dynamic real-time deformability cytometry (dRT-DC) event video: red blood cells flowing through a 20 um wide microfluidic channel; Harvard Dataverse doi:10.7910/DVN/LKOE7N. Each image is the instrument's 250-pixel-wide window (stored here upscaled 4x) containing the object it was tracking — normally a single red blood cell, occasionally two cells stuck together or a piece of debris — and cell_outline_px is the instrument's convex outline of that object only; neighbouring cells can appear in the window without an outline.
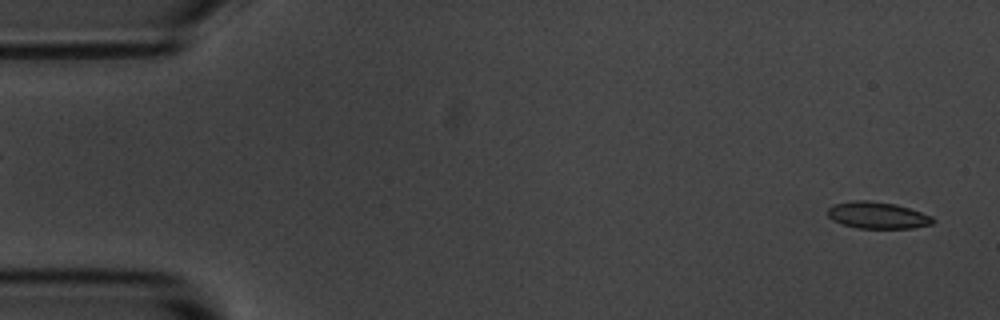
{"species": "common noctule bat (a hibernating species)", "species_latin": "Nyctalus noctula", "temperature_condition": "room temperature", "stored_images_in_passage": 5, "segment_of_instrument_passage": [2, 2], "camera_frame_rate_fps": 3000, "um_per_image_px": 0.085, "animal": {"sex": "male", "body_mass_g": 20.1, "forearm_length_mm": 53.5}, "frame": {"image": 1, "passage_image": 5, "time_ms": 4.333, "image_size_px": [1000, 320], "cell_outline_px": [[936, 220], [932, 224], [912, 228], [856, 228], [840, 224], [832, 220], [828, 216], [828, 208], [836, 204], [852, 200], [868, 200], [896, 204], [932, 216]], "centroid_in_image_um": [74.57, 18.3], "position_along_channel_um": 10.4, "area_um2": 16.42}}